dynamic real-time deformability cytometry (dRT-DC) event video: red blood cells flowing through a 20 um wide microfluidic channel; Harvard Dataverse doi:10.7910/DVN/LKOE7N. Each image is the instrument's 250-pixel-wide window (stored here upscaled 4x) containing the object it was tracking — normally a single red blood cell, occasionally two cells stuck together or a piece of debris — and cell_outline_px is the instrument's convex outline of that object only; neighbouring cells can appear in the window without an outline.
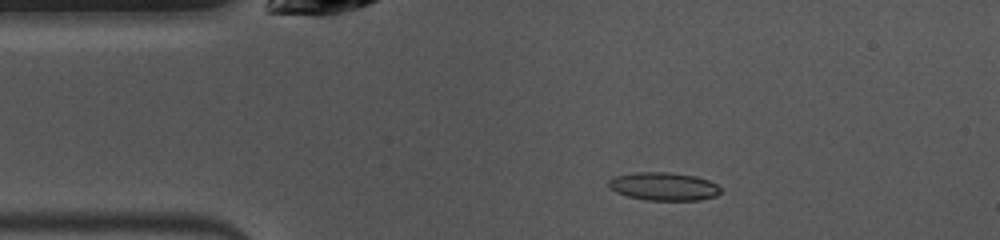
{"species": "common noctule bat (a hibernating species)", "species_latin": "Nyctalus noctula", "temperature_condition": "warm", "stored_images_in_passage": 48, "camera_frame_rate_fps": 3000, "um_per_image_px": 0.085, "animal": {"sex": "female", "body_mass_g": 10.0, "forearm_length_mm": 53.1}, "frame": {"image": 1, "passage_image": 8, "time_ms": 2.333, "image_size_px": [1000, 240], "cell_outline_px": [[724, 188], [716, 196], [700, 200], [648, 200], [628, 196], [616, 192], [608, 188], [608, 180], [612, 176], [632, 172], [668, 172], [696, 176], [708, 180]], "centroid_in_image_um": [56.4, 15.83], "position_along_channel_um": 28.6, "area_um2": 18.61}}
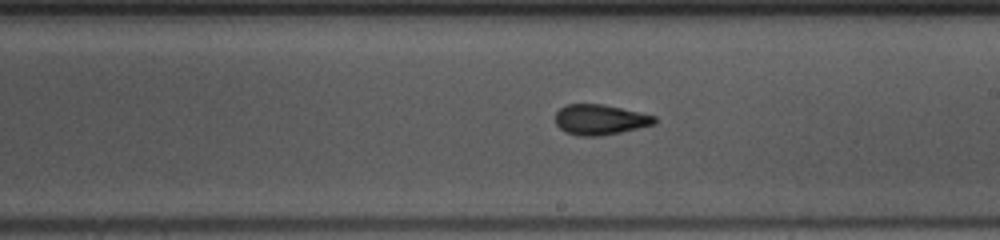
{"frame": {"image": 2, "passage_image": 26, "time_ms": 8.333, "image_size_px": [1000, 240], "cell_outline_px": [[656, 124], [620, 132], [600, 136], [580, 136], [564, 132], [556, 124], [556, 112], [564, 104], [604, 104], [656, 116]], "centroid_in_image_um": [50.99, 10.17], "position_along_channel_um": 238.0, "area_um2": 17.57}}
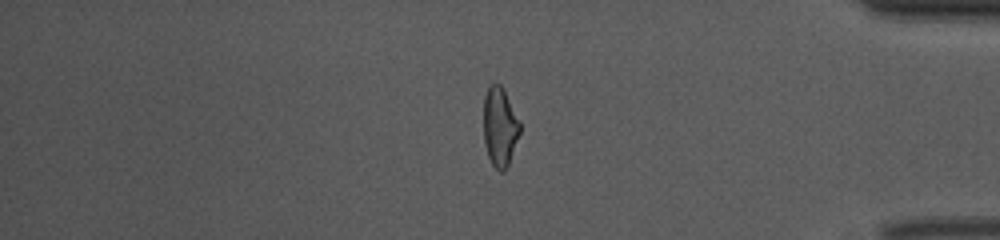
{"frame": {"image": 3, "passage_image": 40, "time_ms": 13.0, "image_size_px": [1000, 240], "cell_outline_px": [[520, 132], [508, 164], [504, 172], [500, 172], [492, 164], [488, 156], [484, 140], [484, 96], [488, 84], [500, 84], [504, 88], [520, 120]], "centroid_in_image_um": [42.49, 10.73], "position_along_channel_um": 392.7, "area_um2": 16.88}, "authors_computed_cell_mechanics": {"area_um2": 17.6579, "velocity_mm_per_s": 4.0008, "shape_relaxation_time_tau1_ms": 6.0181, "shape_relaxation_time_tau2_ms": 1.3504, "deformation_change_tau1": 0.1449, "deformation_change_tau2": 0.0901}}